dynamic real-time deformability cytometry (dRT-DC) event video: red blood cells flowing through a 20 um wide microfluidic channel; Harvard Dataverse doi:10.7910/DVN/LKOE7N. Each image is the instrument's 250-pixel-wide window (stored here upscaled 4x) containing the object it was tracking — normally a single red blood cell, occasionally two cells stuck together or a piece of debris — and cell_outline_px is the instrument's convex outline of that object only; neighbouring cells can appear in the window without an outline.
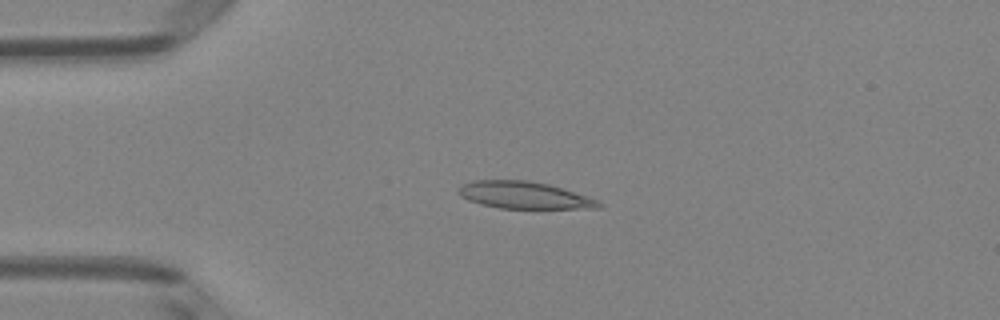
{"species": "Egyptian fruit bat (a non-hibernating species)", "species_latin": "Rousettus aegyptiacus", "temperature_condition": "room temperature", "stored_images_in_passage": 4, "camera_frame_rate_fps": 3000, "um_per_image_px": 0.085, "animal": {"sex": "female"}, "frame": {"image": 1, "passage_image": 3, "time_ms": 0.667, "image_size_px": [1000, 320], "cell_outline_px": [[604, 208], [500, 208], [480, 204], [468, 200], [460, 196], [456, 192], [456, 188], [460, 184], [476, 180], [528, 180], [548, 184], [588, 196], [604, 204]], "centroid_in_image_um": [44.51, 16.58], "position_along_channel_um": 40.5, "area_um2": 22.25}}